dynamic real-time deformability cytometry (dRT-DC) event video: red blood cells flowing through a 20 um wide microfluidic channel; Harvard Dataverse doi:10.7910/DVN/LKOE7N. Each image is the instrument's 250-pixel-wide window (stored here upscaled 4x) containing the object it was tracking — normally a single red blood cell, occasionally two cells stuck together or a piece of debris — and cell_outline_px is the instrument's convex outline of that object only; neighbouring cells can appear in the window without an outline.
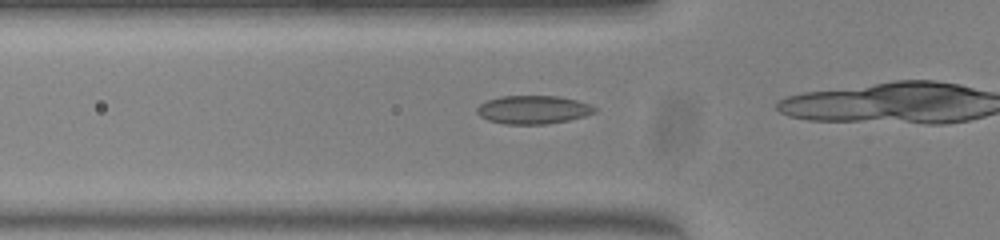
{"species": "common noctule bat (a hibernating species)", "species_latin": "Nyctalus noctula", "temperature_condition": "warm", "stored_images_in_passage": 18, "camera_frame_rate_fps": 3000, "um_per_image_px": 0.085, "animal": {"sex": "female", "body_mass_g": 23.0, "forearm_length_mm": 53.4}, "frame": {"image": 1, "passage_image": 14, "time_ms": 4.333, "image_size_px": [1000, 240], "cell_outline_px": [[596, 112], [584, 116], [568, 120], [548, 124], [504, 124], [488, 120], [480, 116], [476, 112], [476, 108], [480, 104], [488, 100], [500, 96], [560, 96], [592, 104], [596, 108]], "centroid_in_image_um": [45.32, 9.32], "position_along_channel_um": 80.5, "area_um2": 19.54}}